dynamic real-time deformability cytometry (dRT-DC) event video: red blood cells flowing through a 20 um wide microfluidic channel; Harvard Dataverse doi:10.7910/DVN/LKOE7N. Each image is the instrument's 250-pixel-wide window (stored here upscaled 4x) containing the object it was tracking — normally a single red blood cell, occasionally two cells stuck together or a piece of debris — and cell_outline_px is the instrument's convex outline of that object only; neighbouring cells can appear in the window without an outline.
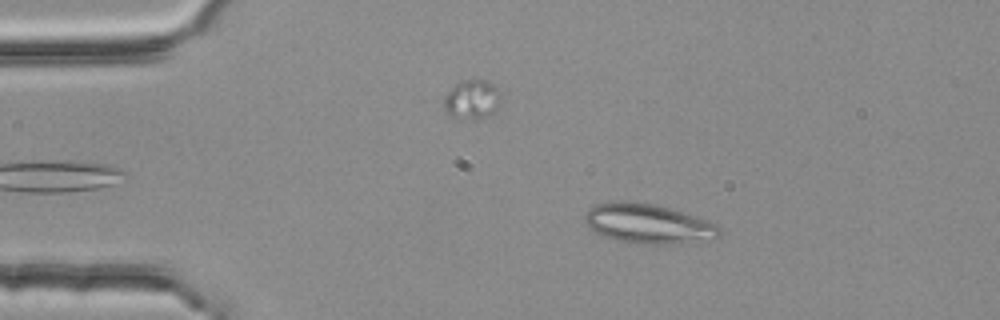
{"species": "common noctule bat (a hibernating species)", "species_latin": "Nyctalus noctula", "temperature_condition": "room temperature", "stored_images_in_passage": 2, "camera_frame_rate_fps": 3000, "um_per_image_px": 0.085, "animal": {"sex": "female", "body_mass_g": 25.1}, "frame": {"image": 1, "passage_image": 1, "time_ms": 0.0, "image_size_px": [1000, 320], "cell_outline_px": [[720, 232], [716, 236], [676, 244], [640, 244], [616, 240], [604, 236], [596, 232], [584, 220], [584, 216], [596, 204], [612, 200], [652, 204], [668, 208], [696, 216], [716, 224], [720, 228]], "centroid_in_image_um": [55.04, 19.01], "position_along_channel_um": 30.0, "area_um2": 30.35}}